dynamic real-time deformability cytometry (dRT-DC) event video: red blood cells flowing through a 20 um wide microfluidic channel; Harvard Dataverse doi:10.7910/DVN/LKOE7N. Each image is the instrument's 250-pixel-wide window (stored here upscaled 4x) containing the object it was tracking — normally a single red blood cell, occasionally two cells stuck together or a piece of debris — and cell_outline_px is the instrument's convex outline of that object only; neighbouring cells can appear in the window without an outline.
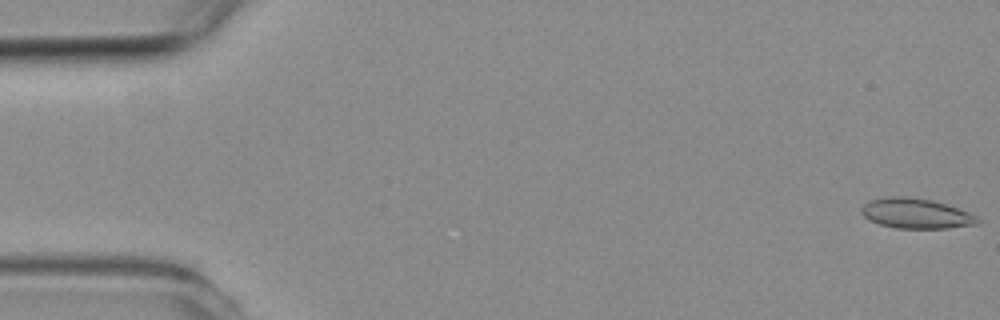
{"species": "common noctule bat (a hibernating species)", "species_latin": "Nyctalus noctula", "temperature_condition": "room temperature", "stored_images_in_passage": 5, "segment_of_instrument_passage": [1, 2], "camera_frame_rate_fps": 3000, "um_per_image_px": 0.085, "animal": {"sex": "female", "body_mass_g": 19.3, "forearm_length_mm": 54.1}, "frame": {"image": 1, "passage_image": 1, "time_ms": 0.0, "image_size_px": [1000, 320], "cell_outline_px": [[980, 220], [976, 224], [948, 228], [896, 228], [880, 224], [864, 216], [860, 212], [860, 208], [868, 200], [892, 196], [908, 196], [932, 200], [968, 212], [976, 216]], "centroid_in_image_um": [77.82, 18.13], "position_along_channel_um": 7.2, "area_um2": 20.17}}
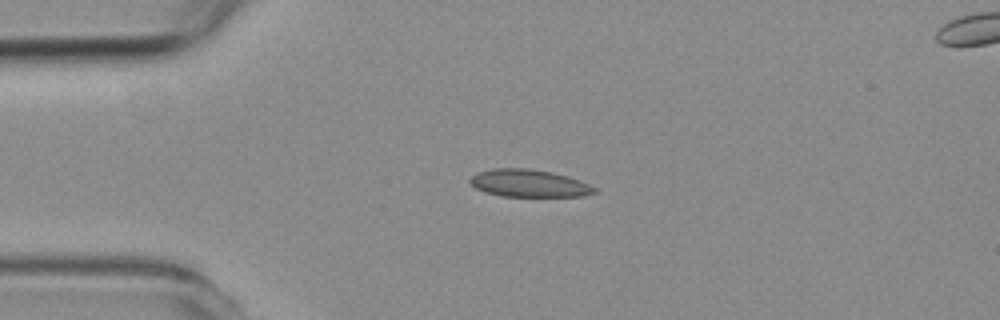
{"frame": {"image": 2, "passage_image": 4, "time_ms": 4.0, "image_size_px": [1000, 320], "cell_outline_px": [[600, 192], [584, 196], [500, 196], [484, 192], [476, 188], [468, 180], [476, 172], [492, 168], [528, 168], [552, 172], [568, 176], [588, 184], [596, 188]], "centroid_in_image_um": [44.96, 15.58], "position_along_channel_um": 40.0, "area_um2": 20.06}}